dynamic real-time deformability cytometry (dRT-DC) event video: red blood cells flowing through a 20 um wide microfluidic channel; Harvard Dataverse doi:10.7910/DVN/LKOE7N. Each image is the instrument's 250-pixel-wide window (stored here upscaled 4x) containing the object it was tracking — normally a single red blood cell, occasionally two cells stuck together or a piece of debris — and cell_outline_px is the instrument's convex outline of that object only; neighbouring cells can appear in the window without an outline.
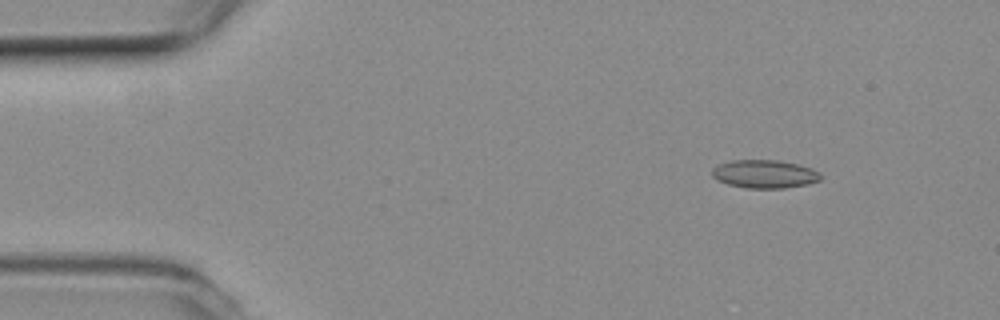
{"species": "common noctule bat (a hibernating species)", "species_latin": "Nyctalus noctula", "temperature_condition": "room temperature", "stored_images_in_passage": 53, "camera_frame_rate_fps": 3000, "um_per_image_px": 0.085, "animal": {"sex": "female", "body_mass_g": 19.3, "forearm_length_mm": 54.1}, "frame": {"image": 1, "passage_image": 6, "time_ms": 1.667, "image_size_px": [1000, 320], "cell_outline_px": [[820, 180], [808, 184], [784, 188], [748, 188], [728, 184], [716, 180], [712, 176], [712, 168], [716, 164], [728, 160], [780, 160], [812, 168], [820, 172]], "centroid_in_image_um": [64.95, 14.78], "position_along_channel_um": 20.1, "area_um2": 18.03}}
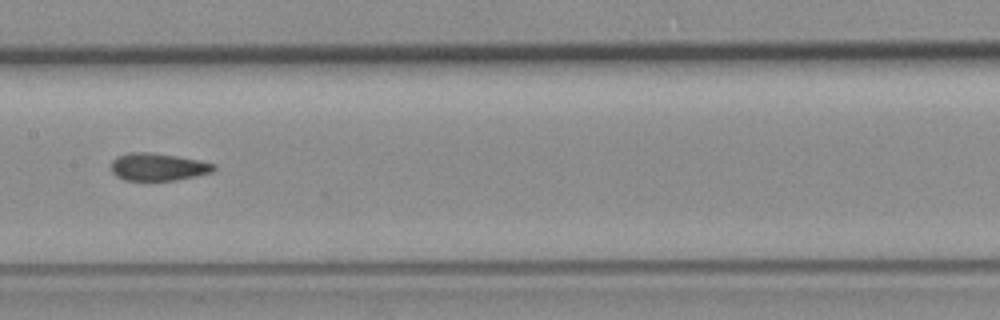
{"frame": {"image": 2, "passage_image": 26, "time_ms": 8.333, "image_size_px": [1000, 320], "cell_outline_px": [[216, 168], [212, 172], [176, 180], [124, 180], [116, 176], [112, 172], [112, 160], [116, 156], [128, 152], [148, 152], [176, 156], [216, 164]], "centroid_in_image_um": [13.4, 14.18], "position_along_channel_um": 194.0, "area_um2": 16.36}}
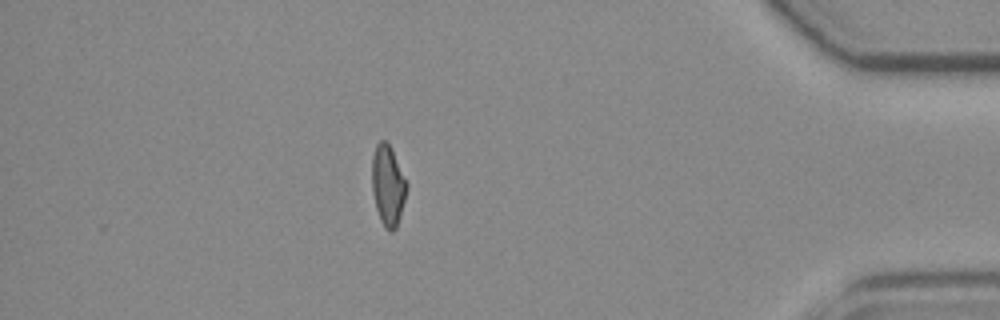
{"frame": {"image": 3, "passage_image": 46, "time_ms": 15.0, "image_size_px": [1000, 320], "cell_outline_px": [[408, 184], [400, 216], [396, 228], [392, 232], [388, 232], [384, 228], [380, 220], [376, 208], [372, 192], [372, 156], [376, 144], [380, 140], [384, 140], [392, 148]], "centroid_in_image_um": [32.96, 15.76], "position_along_channel_um": 402.2, "area_um2": 16.42}, "authors_computed_cell_mechanics": {"area_um2": 16.9932, "velocity_mm_per_s": 3.839, "shape_relaxation_time_tau1_ms": null, "shape_relaxation_time_tau2_ms": 2.1439, "deformation_change_tau1": null, "deformation_change_tau2": 0.0873}}